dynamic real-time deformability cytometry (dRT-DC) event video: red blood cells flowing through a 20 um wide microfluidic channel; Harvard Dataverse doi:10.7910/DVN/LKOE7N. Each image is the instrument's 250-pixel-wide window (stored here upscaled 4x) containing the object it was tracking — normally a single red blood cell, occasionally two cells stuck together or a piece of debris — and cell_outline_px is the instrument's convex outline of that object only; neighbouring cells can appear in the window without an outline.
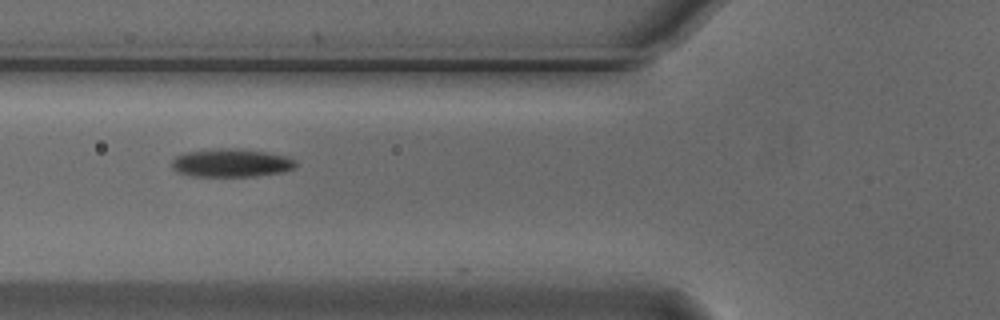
{"species": "Egyptian fruit bat (a non-hibernating species)", "species_latin": "Rousettus aegyptiacus", "temperature_condition": "cold", "stored_images_in_passage": 8, "camera_frame_rate_fps": 3000, "um_per_image_px": 0.085, "animal": {"sex": "male"}, "frame": {"image": 1, "passage_image": 6, "time_ms": 1.667, "image_size_px": [1000, 320], "cell_outline_px": [[296, 168], [284, 172], [256, 176], [192, 176], [180, 172], [172, 168], [172, 160], [176, 156], [184, 152], [220, 148], [240, 148], [268, 152], [288, 156], [296, 160]], "centroid_in_image_um": [19.71, 13.84], "position_along_channel_um": 106.1, "area_um2": 20.63}}
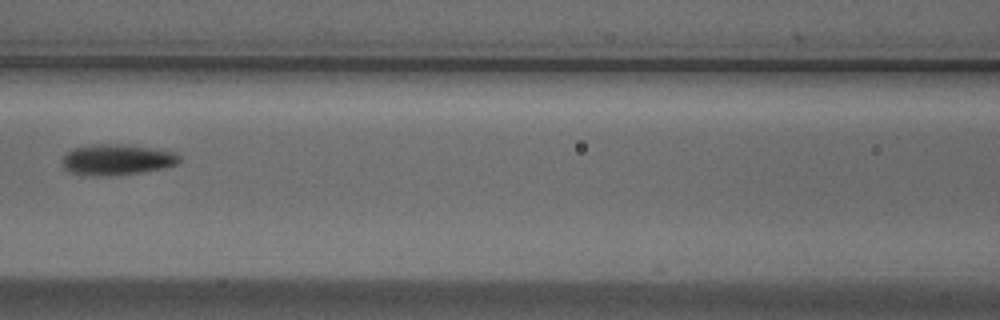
{"frame": {"image": 2, "passage_image": 7, "time_ms": 2.0, "image_size_px": [1000, 320], "cell_outline_px": [[180, 164], [168, 168], [144, 172], [112, 176], [88, 176], [68, 172], [64, 168], [64, 156], [72, 148], [96, 144], [120, 144], [152, 148], [176, 152], [180, 156]], "centroid_in_image_um": [9.99, 13.59], "position_along_channel_um": 156.6, "area_um2": 21.39}}
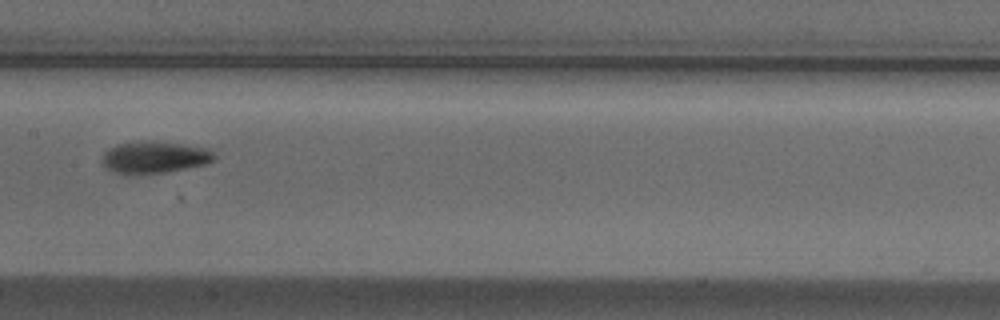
{"frame": {"image": 3, "passage_image": 8, "time_ms": 2.333, "image_size_px": [1000, 320], "cell_outline_px": [[216, 160], [204, 164], [164, 172], [116, 172], [108, 168], [104, 164], [104, 152], [108, 148], [116, 144], [148, 140], [184, 144], [208, 148], [216, 156]], "centroid_in_image_um": [13.19, 13.32], "position_along_channel_um": 194.2, "area_um2": 20.23}}